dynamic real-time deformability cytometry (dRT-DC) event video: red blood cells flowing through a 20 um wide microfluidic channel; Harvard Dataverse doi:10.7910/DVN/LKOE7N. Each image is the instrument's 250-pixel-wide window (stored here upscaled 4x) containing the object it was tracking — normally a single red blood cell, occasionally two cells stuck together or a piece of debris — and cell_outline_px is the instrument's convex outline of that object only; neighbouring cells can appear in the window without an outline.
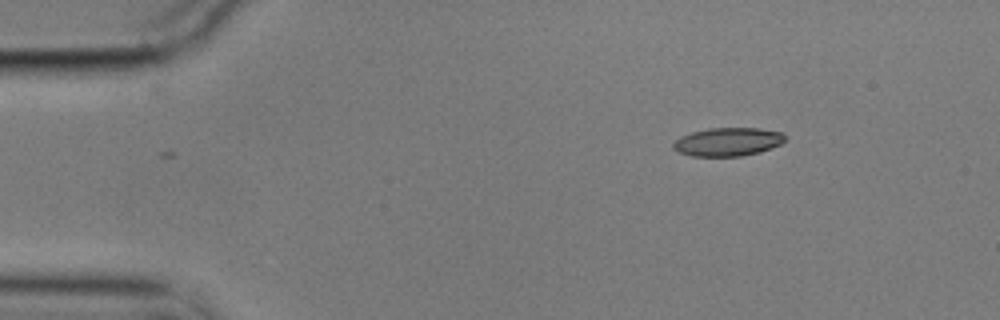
{"species": "common noctule bat (a hibernating species)", "species_latin": "Nyctalus noctula", "temperature_condition": "cold", "stored_images_in_passage": 2, "camera_frame_rate_fps": 3000, "um_per_image_px": 0.085, "animal": {"sex": "male", "body_mass_g": 17.9}, "frame": {"image": 1, "passage_image": 1, "time_ms": 0.0, "image_size_px": [1000, 320], "cell_outline_px": [[784, 140], [780, 144], [760, 152], [740, 156], [692, 156], [680, 152], [672, 148], [672, 144], [680, 136], [692, 132], [708, 128], [760, 128], [784, 132]], "centroid_in_image_um": [61.86, 12.05], "position_along_channel_um": 23.1, "area_um2": 18.5}}